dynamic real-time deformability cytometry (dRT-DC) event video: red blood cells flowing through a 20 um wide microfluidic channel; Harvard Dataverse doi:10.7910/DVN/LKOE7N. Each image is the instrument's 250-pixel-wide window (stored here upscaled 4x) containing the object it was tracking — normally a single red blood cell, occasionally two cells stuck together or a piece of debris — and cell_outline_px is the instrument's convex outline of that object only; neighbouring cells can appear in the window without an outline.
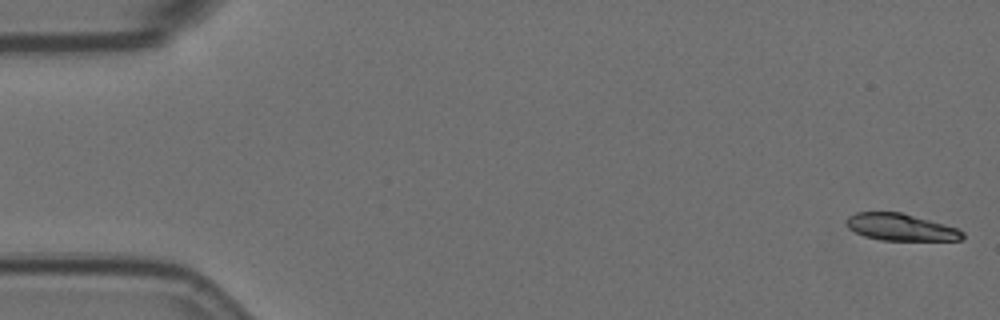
{"species": "Egyptian fruit bat (a non-hibernating species)", "species_latin": "Rousettus aegyptiacus", "temperature_condition": "room temperature", "stored_images_in_passage": 10, "camera_frame_rate_fps": 3000, "um_per_image_px": 0.085, "animal": {"sex": "female"}, "frame": {"image": 1, "passage_image": 1, "time_ms": 0.0, "image_size_px": [1000, 320], "cell_outline_px": [[964, 236], [960, 240], [880, 240], [864, 236], [848, 228], [848, 216], [856, 212], [900, 212], [944, 224], [956, 228], [964, 232]], "centroid_in_image_um": [76.56, 19.31], "position_along_channel_um": 8.4, "area_um2": 17.98}}
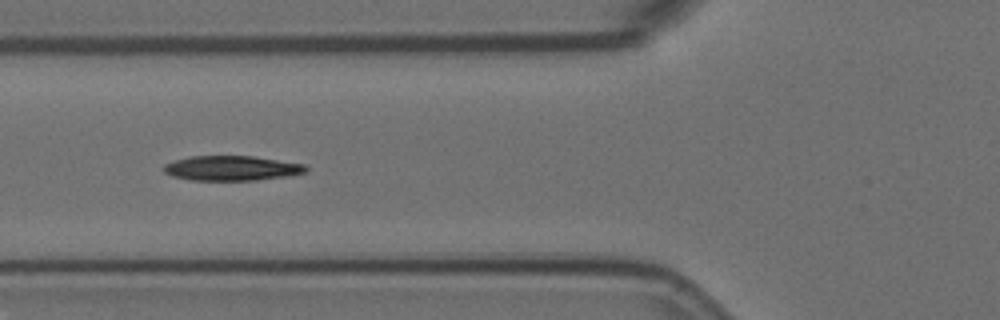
{"frame": {"image": 2, "passage_image": 6, "time_ms": 1.667, "image_size_px": [1000, 320], "cell_outline_px": [[308, 172], [292, 176], [256, 180], [188, 180], [172, 176], [164, 172], [164, 164], [188, 156], [252, 156], [304, 164], [308, 168]], "centroid_in_image_um": [19.72, 14.3], "position_along_channel_um": 106.1, "area_um2": 20.69}}
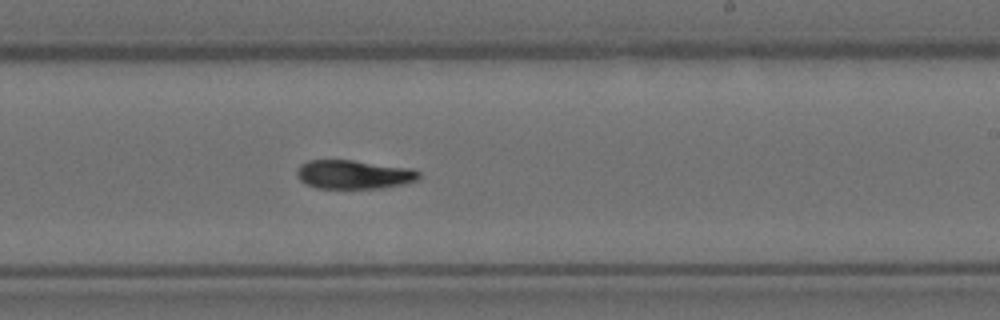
{"frame": {"image": 3, "passage_image": 10, "time_ms": 3.0, "image_size_px": [1000, 320], "cell_outline_px": [[420, 176], [416, 180], [404, 184], [380, 188], [316, 188], [300, 180], [296, 176], [296, 168], [300, 164], [308, 160], [352, 160], [412, 168], [420, 172]], "centroid_in_image_um": [30.05, 14.82], "position_along_channel_um": 259.0, "area_um2": 20.58}}